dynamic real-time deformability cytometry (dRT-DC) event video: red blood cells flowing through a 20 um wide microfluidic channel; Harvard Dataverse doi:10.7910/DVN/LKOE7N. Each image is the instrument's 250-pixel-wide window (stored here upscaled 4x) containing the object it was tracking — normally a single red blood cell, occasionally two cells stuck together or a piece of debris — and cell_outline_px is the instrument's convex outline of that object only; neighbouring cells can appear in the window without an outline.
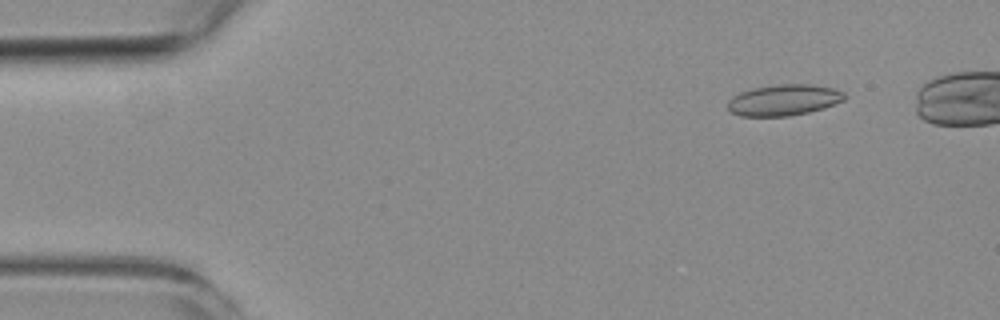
{"species": "common noctule bat (a hibernating species)", "species_latin": "Nyctalus noctula", "temperature_condition": "room temperature", "stored_images_in_passage": 5, "camera_frame_rate_fps": 3000, "um_per_image_px": 0.085, "animal": {"sex": "female", "body_mass_g": 19.3, "forearm_length_mm": 54.1}, "frame": {"image": 1, "passage_image": 1, "time_ms": 0.0, "image_size_px": [1000, 320], "cell_outline_px": [[844, 100], [824, 108], [808, 112], [788, 116], [740, 116], [732, 112], [728, 108], [728, 100], [732, 96], [740, 92], [752, 88], [780, 84], [812, 84], [832, 88], [844, 92]], "centroid_in_image_um": [66.6, 8.5], "position_along_channel_um": 18.4, "area_um2": 21.1}}